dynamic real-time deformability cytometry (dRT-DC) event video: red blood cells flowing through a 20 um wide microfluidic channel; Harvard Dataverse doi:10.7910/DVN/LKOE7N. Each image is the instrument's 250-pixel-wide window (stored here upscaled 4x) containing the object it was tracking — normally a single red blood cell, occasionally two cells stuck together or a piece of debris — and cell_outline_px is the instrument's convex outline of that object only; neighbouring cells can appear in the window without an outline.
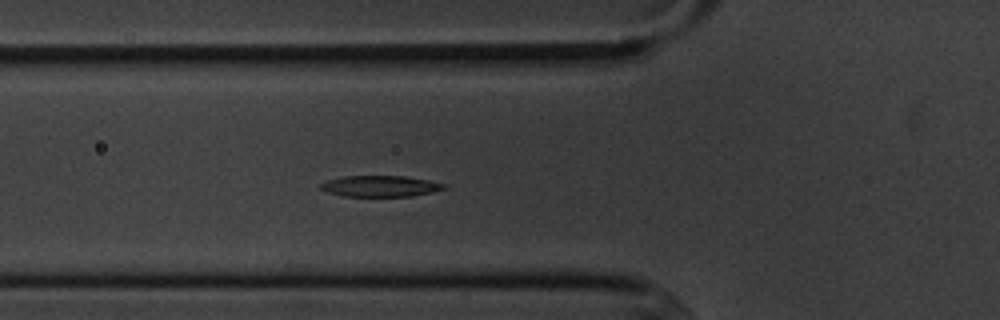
{"species": "common noctule bat (a hibernating species)", "species_latin": "Nyctalus noctula", "temperature_condition": "cold", "stored_images_in_passage": 4, "camera_frame_rate_fps": 3000, "um_per_image_px": 0.085, "animal": {"sex": "male", "body_mass_g": 20.1, "forearm_length_mm": 53.5}, "frame": {"image": 1, "passage_image": 4, "time_ms": 3.333, "image_size_px": [1000, 320], "cell_outline_px": [[448, 188], [432, 192], [412, 196], [344, 196], [328, 192], [320, 188], [320, 184], [328, 180], [344, 176], [404, 176], [428, 180], [448, 184]], "centroid_in_image_um": [32.38, 15.82], "position_along_channel_um": 93.4, "area_um2": 15.14}}